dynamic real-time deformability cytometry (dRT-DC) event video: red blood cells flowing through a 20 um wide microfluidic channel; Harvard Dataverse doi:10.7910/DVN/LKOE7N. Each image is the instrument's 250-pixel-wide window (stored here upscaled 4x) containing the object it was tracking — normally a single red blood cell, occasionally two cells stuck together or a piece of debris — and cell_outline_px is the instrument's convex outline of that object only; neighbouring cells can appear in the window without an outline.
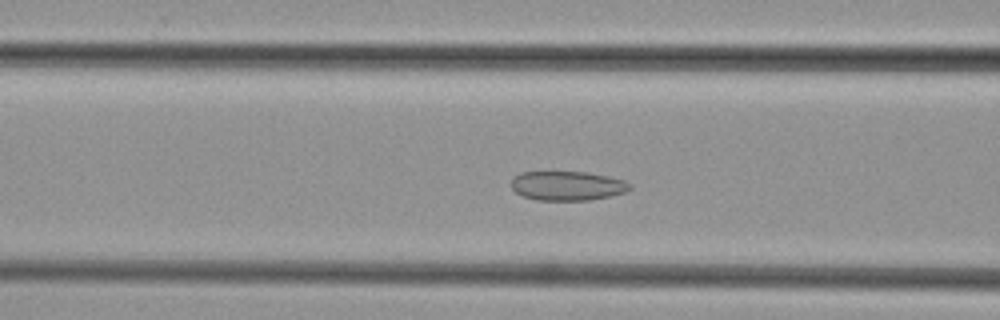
{"species": "common noctule bat (a hibernating species)", "species_latin": "Nyctalus noctula", "temperature_condition": "cold", "stored_images_in_passage": 46, "camera_frame_rate_fps": 3000, "um_per_image_px": 0.085, "animal": {"sex": "female", "body_mass_g": 29.2, "forearm_length_mm": 56.3}, "frame": {"image": 1, "passage_image": 16, "time_ms": 5.0, "image_size_px": [1000, 320], "cell_outline_px": [[632, 188], [628, 192], [612, 196], [588, 200], [536, 200], [524, 196], [516, 192], [512, 188], [512, 180], [520, 172], [588, 172], [608, 176], [624, 180], [632, 184]], "centroid_in_image_um": [48.29, 15.79], "position_along_channel_um": 118.3, "area_um2": 20.35}}
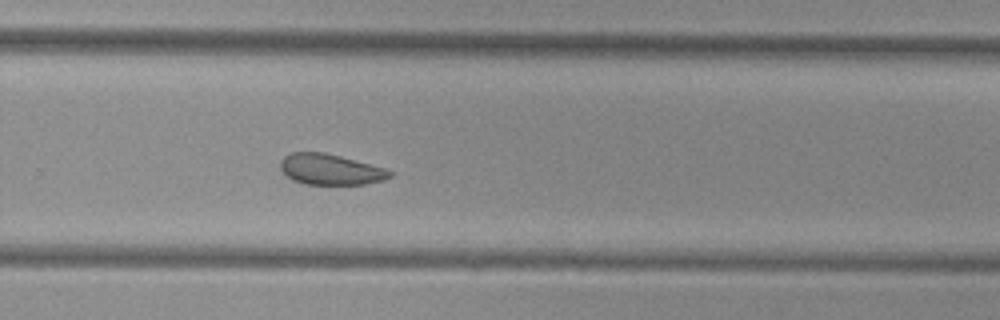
{"frame": {"image": 2, "passage_image": 29, "time_ms": 9.333, "image_size_px": [1000, 320], "cell_outline_px": [[392, 176], [384, 180], [364, 184], [304, 184], [292, 180], [280, 168], [280, 160], [284, 156], [292, 152], [324, 152], [340, 156], [384, 168], [392, 172]], "centroid_in_image_um": [28.06, 14.4], "position_along_channel_um": 301.7, "area_um2": 19.48}}
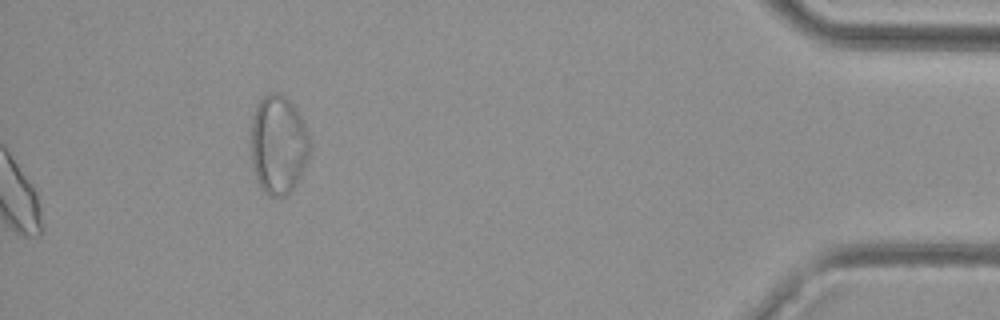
{"frame": {"image": 3, "passage_image": 46, "time_ms": 15.0, "image_size_px": [1000, 320], "cell_outline_px": [[312, 148], [308, 160], [296, 184], [284, 196], [268, 196], [260, 188], [256, 180], [252, 164], [252, 116], [256, 104], [264, 96], [272, 92], [280, 92], [292, 104], [304, 120], [308, 132]], "centroid_in_image_um": [23.68, 12.29], "position_along_channel_um": 411.5, "area_um2": 34.28}}